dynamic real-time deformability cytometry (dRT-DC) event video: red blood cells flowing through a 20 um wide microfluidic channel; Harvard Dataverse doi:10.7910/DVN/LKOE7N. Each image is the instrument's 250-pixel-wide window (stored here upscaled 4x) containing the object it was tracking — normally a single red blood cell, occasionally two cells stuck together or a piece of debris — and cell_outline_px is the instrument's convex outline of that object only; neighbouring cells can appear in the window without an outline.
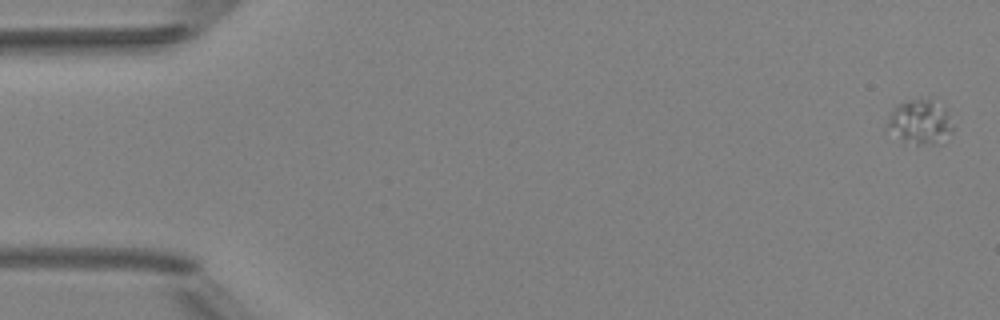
{"species": "Egyptian fruit bat (a non-hibernating species)", "species_latin": "Rousettus aegyptiacus", "temperature_condition": "room temperature", "stored_images_in_passage": 5, "camera_frame_rate_fps": 3000, "um_per_image_px": 0.085, "animal": {"sex": "female"}, "frame": {"image": 1, "passage_image": 1, "time_ms": 0.0, "image_size_px": [1000, 320], "cell_outline_px": [[952, 132], [940, 144], [916, 144], [904, 140], [884, 132], [888, 120], [892, 112], [900, 104], [912, 100], [928, 100], [944, 108], [948, 112], [952, 128]], "centroid_in_image_um": [78.18, 10.43], "position_along_channel_um": 6.8, "area_um2": 16.59}}
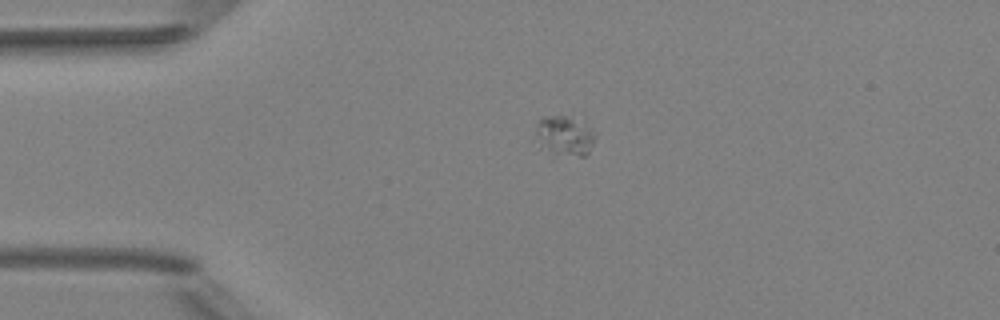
{"frame": {"image": 2, "passage_image": 4, "time_ms": 3.667, "image_size_px": [1000, 320], "cell_outline_px": [[596, 136], [588, 152], [584, 156], [556, 156], [540, 148], [532, 140], [536, 124], [544, 116], [572, 116]], "centroid_in_image_um": [47.85, 11.59], "position_along_channel_um": 37.1, "area_um2": 14.16}}